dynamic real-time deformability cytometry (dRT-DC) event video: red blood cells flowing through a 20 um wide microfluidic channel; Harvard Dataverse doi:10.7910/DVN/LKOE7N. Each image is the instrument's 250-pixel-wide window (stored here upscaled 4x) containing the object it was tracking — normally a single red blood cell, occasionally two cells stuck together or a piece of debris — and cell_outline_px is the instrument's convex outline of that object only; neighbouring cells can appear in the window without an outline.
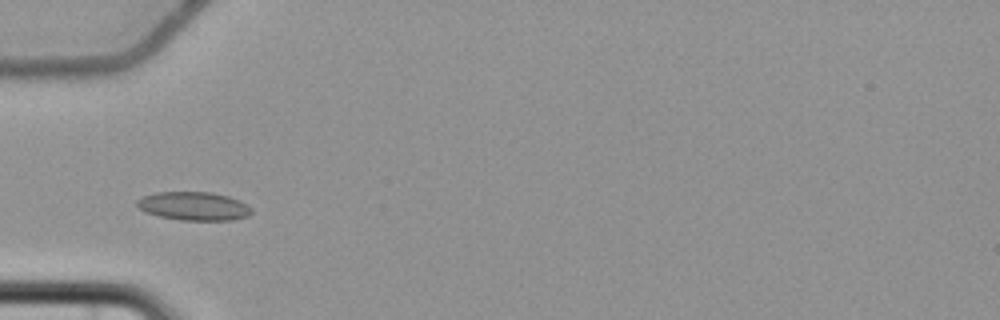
{"species": "common noctule bat (a hibernating species)", "species_latin": "Nyctalus noctula", "temperature_condition": "cold", "stored_images_in_passage": 6, "camera_frame_rate_fps": 3000, "um_per_image_px": 0.085, "animal": {"sex": "female", "body_mass_g": 22.7, "forearm_length_mm": 54.2}, "frame": {"image": 1, "passage_image": 4, "time_ms": 3.667, "image_size_px": [1000, 320], "cell_outline_px": [[252, 212], [248, 216], [232, 220], [180, 220], [160, 216], [144, 212], [136, 204], [136, 200], [144, 196], [156, 192], [212, 192], [228, 196], [240, 200], [252, 208]], "centroid_in_image_um": [16.48, 17.52], "position_along_channel_um": 68.5, "area_um2": 19.07}}
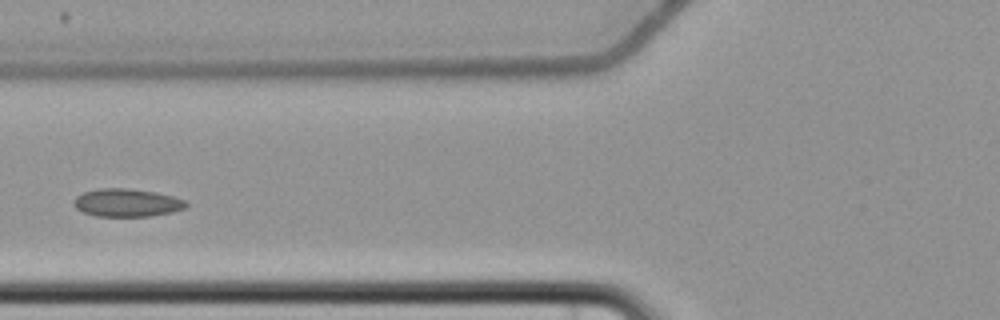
{"frame": {"image": 2, "passage_image": 5, "time_ms": 5.0, "image_size_px": [1000, 320], "cell_outline_px": [[188, 204], [184, 208], [172, 212], [148, 216], [96, 216], [84, 212], [76, 208], [72, 204], [72, 200], [76, 196], [84, 192], [100, 188], [128, 188], [156, 192], [172, 196], [184, 200]], "centroid_in_image_um": [10.75, 17.22], "position_along_channel_um": 115.1, "area_um2": 18.26}}
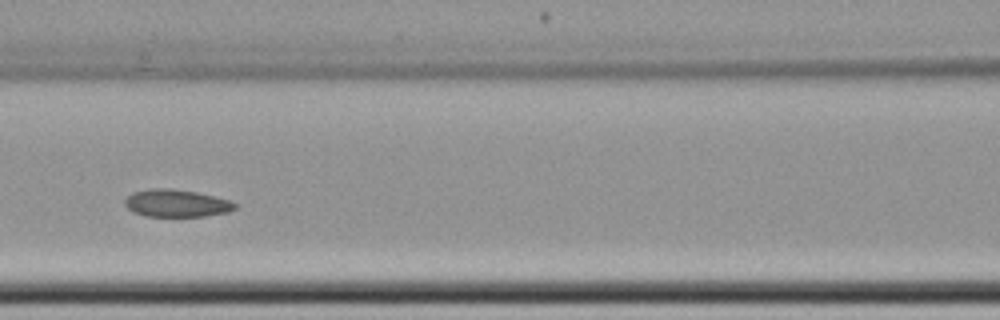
{"frame": {"image": 3, "passage_image": 6, "time_ms": 6.0, "image_size_px": [1000, 320], "cell_outline_px": [[236, 208], [228, 212], [208, 216], [144, 216], [132, 212], [124, 204], [124, 200], [132, 192], [152, 188], [172, 188], [196, 192], [232, 200], [236, 204]], "centroid_in_image_um": [15.0, 17.27], "position_along_channel_um": 151.6, "area_um2": 17.8}}